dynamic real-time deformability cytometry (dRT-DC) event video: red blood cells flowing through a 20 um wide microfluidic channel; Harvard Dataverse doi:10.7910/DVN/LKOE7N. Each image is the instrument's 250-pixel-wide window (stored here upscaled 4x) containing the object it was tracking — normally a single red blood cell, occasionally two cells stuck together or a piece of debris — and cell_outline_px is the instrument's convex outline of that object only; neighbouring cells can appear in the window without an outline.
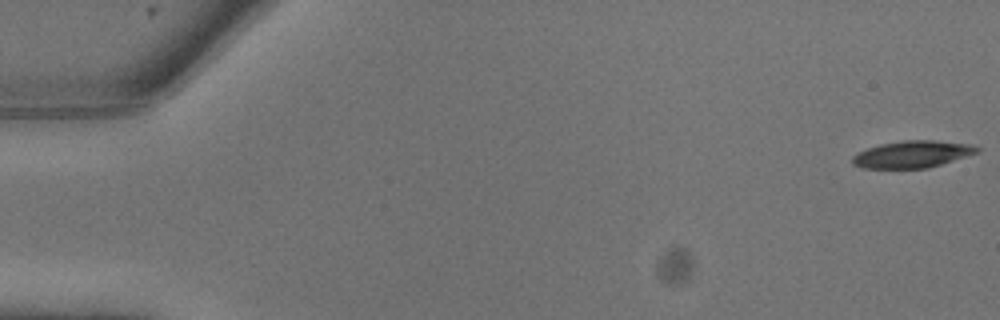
{"species": "common noctule bat (a hibernating species)", "species_latin": "Nyctalus noctula", "temperature_condition": "warm", "stored_images_in_passage": 9, "camera_frame_rate_fps": 3000, "um_per_image_px": 0.085, "animal": {"sex": "male", "body_mass_g": 13.3}, "frame": {"image": 1, "passage_image": 1, "time_ms": 0.0, "image_size_px": [1000, 320], "cell_outline_px": [[980, 152], [928, 168], [864, 168], [852, 164], [852, 156], [868, 148], [880, 144], [904, 140], [932, 140], [968, 144], [980, 148]], "centroid_in_image_um": [77.55, 13.11], "position_along_channel_um": 7.4, "area_um2": 19.42}}
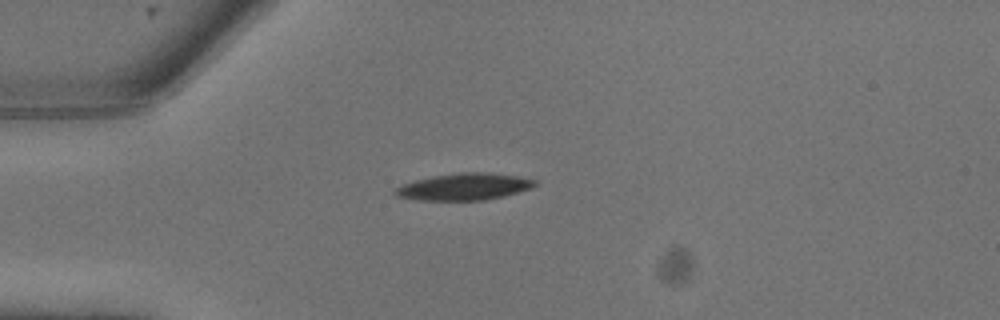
{"frame": {"image": 2, "passage_image": 7, "time_ms": 2.0, "image_size_px": [1000, 320], "cell_outline_px": [[536, 184], [532, 188], [504, 196], [484, 200], [416, 200], [396, 196], [392, 192], [396, 188], [404, 184], [416, 180], [432, 176], [460, 172], [480, 172], [516, 176], [536, 180]], "centroid_in_image_um": [39.43, 15.88], "position_along_channel_um": 45.6, "area_um2": 21.68}}